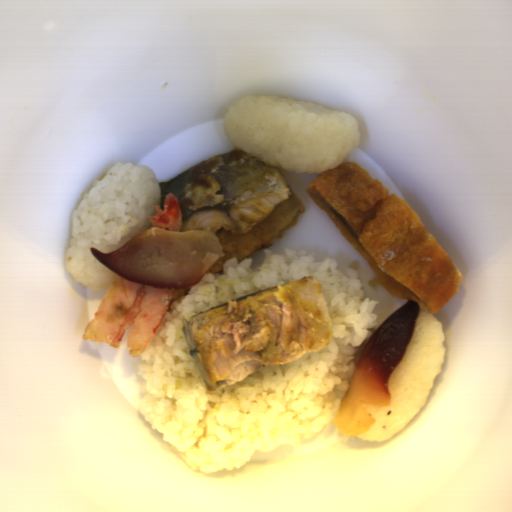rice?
<instances>
[{
  "label": "rice",
  "instance_id": "652b925c",
  "mask_svg": "<svg viewBox=\"0 0 512 512\" xmlns=\"http://www.w3.org/2000/svg\"><path fill=\"white\" fill-rule=\"evenodd\" d=\"M317 278L332 321L322 350L260 369L224 388L207 390L182 333L186 318L304 276ZM377 300L364 297L356 268L299 248L264 249L228 258L170 303L137 369L144 385L138 413L196 473L246 466L327 448L351 438L334 425L363 347L379 328Z\"/></svg>",
  "mask_w": 512,
  "mask_h": 512
},
{
  "label": "rice",
  "instance_id": "023b6e5f",
  "mask_svg": "<svg viewBox=\"0 0 512 512\" xmlns=\"http://www.w3.org/2000/svg\"><path fill=\"white\" fill-rule=\"evenodd\" d=\"M223 129L233 147L264 166L319 175L343 163L361 139L356 116L275 94L233 103Z\"/></svg>",
  "mask_w": 512,
  "mask_h": 512
},
{
  "label": "rice",
  "instance_id": "8eca5e8b",
  "mask_svg": "<svg viewBox=\"0 0 512 512\" xmlns=\"http://www.w3.org/2000/svg\"><path fill=\"white\" fill-rule=\"evenodd\" d=\"M161 200L158 177L145 165L117 163L95 180L72 215L66 270L74 282L93 290H109L119 275L91 248L109 254L152 228L151 215L157 214Z\"/></svg>",
  "mask_w": 512,
  "mask_h": 512
},
{
  "label": "rice",
  "instance_id": "acb35da6",
  "mask_svg": "<svg viewBox=\"0 0 512 512\" xmlns=\"http://www.w3.org/2000/svg\"><path fill=\"white\" fill-rule=\"evenodd\" d=\"M441 320L420 310L408 346L387 381L390 406L370 408L375 425L355 435L363 442L379 443L400 433L427 403L443 372L447 351Z\"/></svg>",
  "mask_w": 512,
  "mask_h": 512
}]
</instances>
